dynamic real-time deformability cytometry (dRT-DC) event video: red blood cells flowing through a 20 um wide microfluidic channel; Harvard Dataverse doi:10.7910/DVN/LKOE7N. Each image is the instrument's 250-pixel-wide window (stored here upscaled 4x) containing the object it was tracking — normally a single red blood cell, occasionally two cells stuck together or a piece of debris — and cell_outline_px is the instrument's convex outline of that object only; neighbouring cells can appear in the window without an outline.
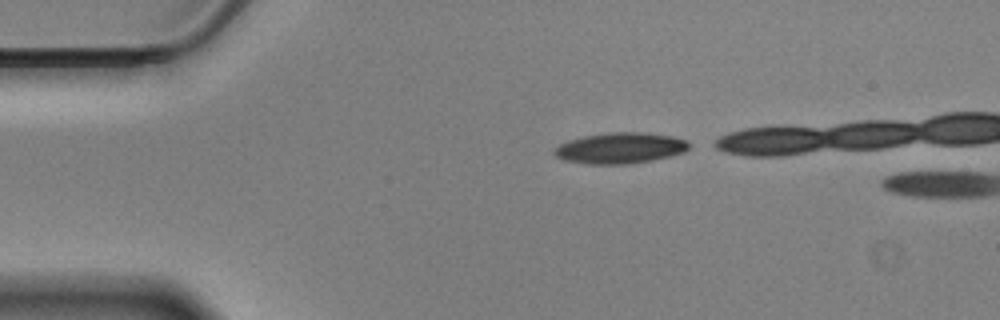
{"species": "Egyptian fruit bat (a non-hibernating species)", "species_latin": "Rousettus aegyptiacus", "temperature_condition": "cold", "stored_images_in_passage": 3, "camera_frame_rate_fps": 3000, "um_per_image_px": 0.085, "animal": {"sex": "male"}, "frame": {"image": 1, "passage_image": 1, "time_ms": 0.0, "image_size_px": [1000, 320], "cell_outline_px": [[688, 148], [684, 152], [652, 160], [628, 164], [588, 164], [564, 160], [556, 156], [552, 152], [560, 144], [584, 136], [608, 132], [648, 132], [672, 136], [688, 140]], "centroid_in_image_um": [52.73, 12.58], "position_along_channel_um": 32.3, "area_um2": 24.16}}